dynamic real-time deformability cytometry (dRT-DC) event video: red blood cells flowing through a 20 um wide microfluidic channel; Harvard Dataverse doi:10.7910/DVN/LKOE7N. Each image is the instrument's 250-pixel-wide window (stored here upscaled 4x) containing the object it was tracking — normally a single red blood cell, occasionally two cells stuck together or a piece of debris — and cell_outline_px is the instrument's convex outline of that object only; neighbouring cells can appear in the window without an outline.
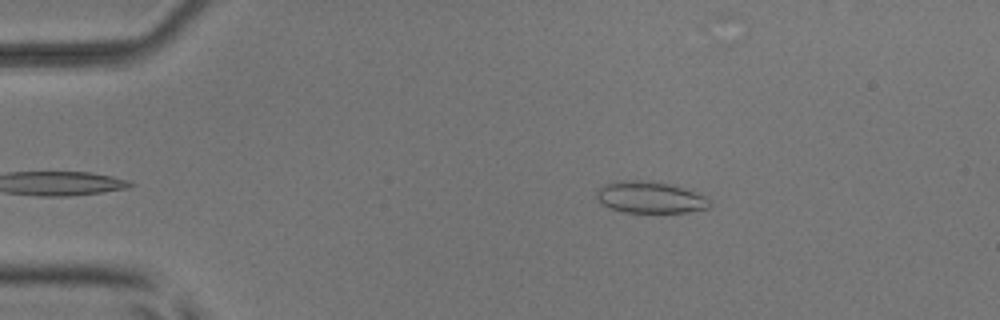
{"species": "common noctule bat (a hibernating species)", "species_latin": "Nyctalus noctula", "temperature_condition": "room temperature", "stored_images_in_passage": 37, "camera_frame_rate_fps": 3000, "um_per_image_px": 0.085, "animal": {"sex": "male", "body_mass_g": 17.9, "forearm_length_mm": 54.2}, "frame": {"image": 1, "passage_image": 2, "time_ms": 0.333, "image_size_px": [1000, 320], "cell_outline_px": [[712, 204], [708, 208], [688, 212], [624, 212], [612, 208], [604, 204], [596, 196], [596, 192], [604, 184], [616, 180], [648, 180], [668, 184], [704, 196]], "centroid_in_image_um": [55.23, 16.77], "position_along_channel_um": 29.8, "area_um2": 20.46}}
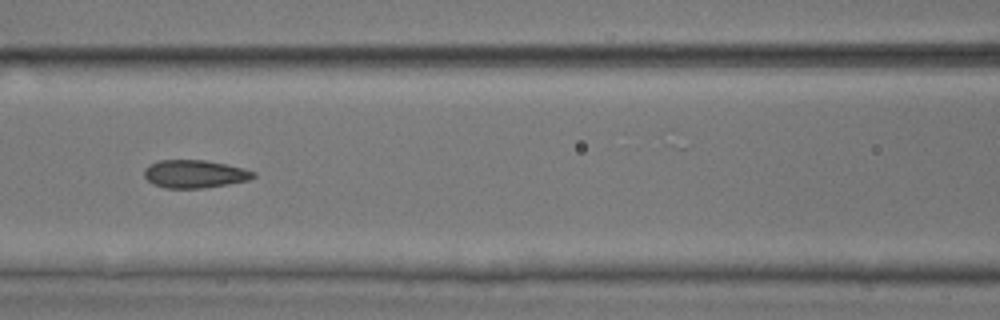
{"frame": {"image": 2, "passage_image": 16, "time_ms": 5.0, "image_size_px": [1000, 320], "cell_outline_px": [[256, 176], [248, 180], [228, 184], [204, 188], [164, 188], [152, 184], [144, 176], [144, 168], [148, 164], [160, 160], [204, 160], [244, 168], [256, 172]], "centroid_in_image_um": [16.52, 14.79], "position_along_channel_um": 150.1, "area_um2": 17.86}}
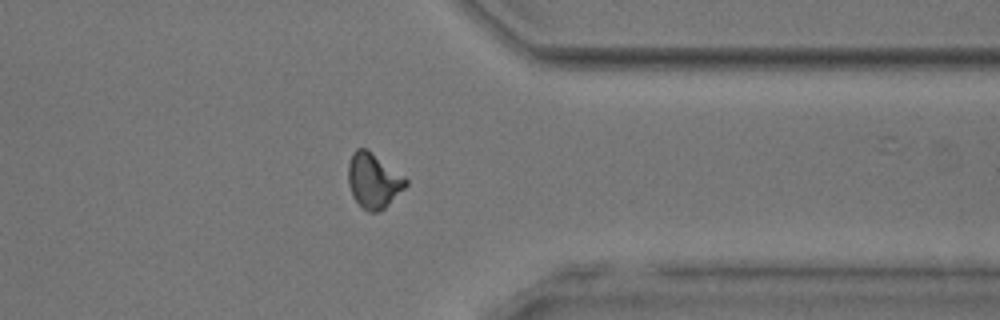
{"frame": {"image": 3, "passage_image": 34, "time_ms": 11.0, "image_size_px": [1000, 320], "cell_outline_px": [[408, 184], [384, 208], [376, 212], [368, 212], [352, 196], [348, 184], [348, 164], [352, 152], [356, 148], [368, 148], [408, 180]], "centroid_in_image_um": [31.72, 15.32], "position_along_channel_um": 379.7, "area_um2": 18.32}, "authors_computed_cell_mechanics": {"area_um2": 18.0914, "velocity_mm_per_s": 3.9283, "shape_relaxation_time_tau1_ms": 8.2427, "shape_relaxation_time_tau2_ms": 2.1073, "deformation_change_tau1": 0.1485, "deformation_change_tau2": 0.0634}}